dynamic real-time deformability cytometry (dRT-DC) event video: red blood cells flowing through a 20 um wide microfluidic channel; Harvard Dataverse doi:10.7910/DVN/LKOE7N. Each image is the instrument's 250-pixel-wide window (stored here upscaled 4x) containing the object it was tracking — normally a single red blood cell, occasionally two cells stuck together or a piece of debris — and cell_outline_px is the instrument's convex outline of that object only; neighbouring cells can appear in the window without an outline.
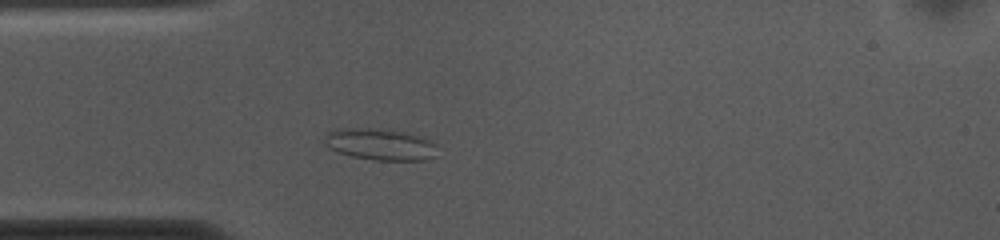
{"species": "common noctule bat (a hibernating species)", "species_latin": "Nyctalus noctula", "temperature_condition": "cold", "stored_images_in_passage": 50, "camera_frame_rate_fps": 3000, "um_per_image_px": 0.085, "animal": {"sex": "female", "body_mass_g": 10.0, "forearm_length_mm": 53.1}, "frame": {"image": 1, "passage_image": 10, "time_ms": 3.0, "image_size_px": [1000, 240], "cell_outline_px": [[440, 156], [424, 160], [376, 160], [352, 156], [328, 148], [324, 144], [324, 136], [328, 132], [336, 128], [368, 128], [404, 132], [428, 140], [436, 144]], "centroid_in_image_um": [32.32, 12.28], "position_along_channel_um": 52.7, "area_um2": 20.81}}
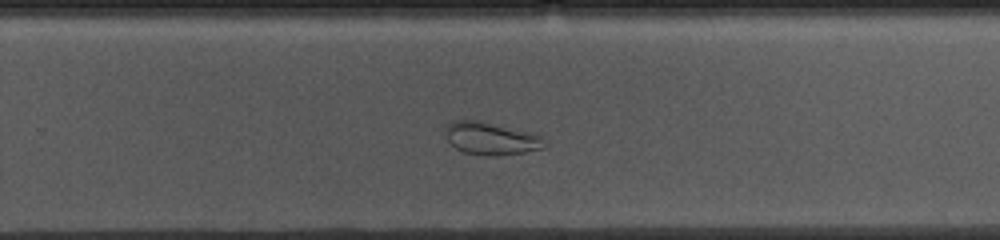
{"frame": {"image": 2, "passage_image": 30, "time_ms": 9.667, "image_size_px": [1000, 240], "cell_outline_px": [[548, 144], [544, 148], [524, 152], [496, 156], [484, 156], [464, 152], [456, 148], [448, 140], [444, 132], [444, 128], [452, 120], [480, 120], [536, 132]], "centroid_in_image_um": [41.77, 11.75], "position_along_channel_um": 288.0, "area_um2": 19.36}}
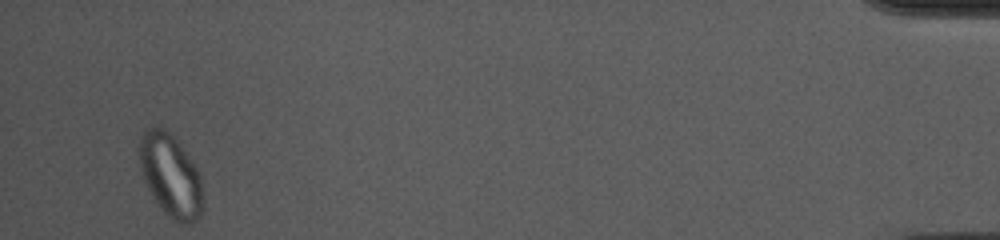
{"frame": {"image": 3, "passage_image": 48, "time_ms": 15.667, "image_size_px": [1000, 240], "cell_outline_px": [[200, 216], [192, 224], [180, 224], [172, 220], [160, 208], [148, 188], [144, 180], [140, 168], [140, 136], [148, 128], [156, 124], [164, 128], [176, 140], [200, 172]], "centroid_in_image_um": [14.47, 14.92], "position_along_channel_um": 420.7, "area_um2": 30.17}}